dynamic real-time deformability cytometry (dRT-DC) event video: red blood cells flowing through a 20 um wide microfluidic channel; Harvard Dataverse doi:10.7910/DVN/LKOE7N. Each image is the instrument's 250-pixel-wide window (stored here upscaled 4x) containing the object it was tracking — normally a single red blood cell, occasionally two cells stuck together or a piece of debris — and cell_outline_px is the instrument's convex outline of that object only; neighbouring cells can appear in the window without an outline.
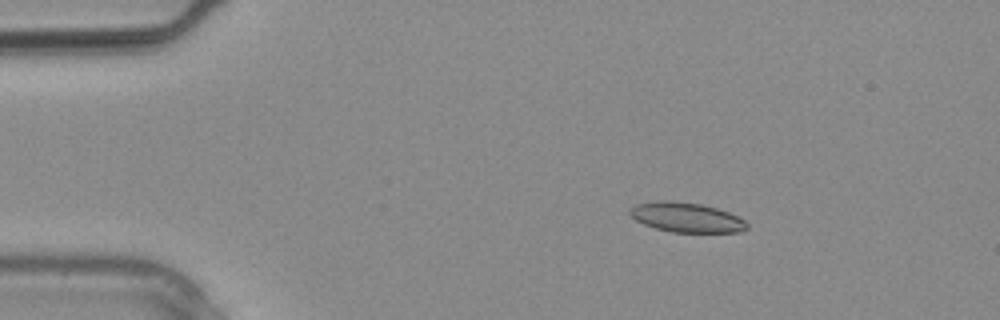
{"species": "common noctule bat (a hibernating species)", "species_latin": "Nyctalus noctula", "temperature_condition": "warm", "stored_images_in_passage": 1, "camera_frame_rate_fps": 3000, "um_per_image_px": 0.085, "animal": {"sex": "male", "body_mass_g": 20.4}, "frame": {"image": 1, "passage_image": 1, "time_ms": 0.0, "image_size_px": [1000, 320], "cell_outline_px": [[748, 228], [740, 232], [672, 232], [656, 228], [644, 224], [636, 220], [628, 212], [636, 204], [660, 200], [668, 200], [700, 204], [716, 208], [728, 212], [744, 220], [748, 224]], "centroid_in_image_um": [58.35, 18.48], "position_along_channel_um": 26.7, "area_um2": 20.06}}